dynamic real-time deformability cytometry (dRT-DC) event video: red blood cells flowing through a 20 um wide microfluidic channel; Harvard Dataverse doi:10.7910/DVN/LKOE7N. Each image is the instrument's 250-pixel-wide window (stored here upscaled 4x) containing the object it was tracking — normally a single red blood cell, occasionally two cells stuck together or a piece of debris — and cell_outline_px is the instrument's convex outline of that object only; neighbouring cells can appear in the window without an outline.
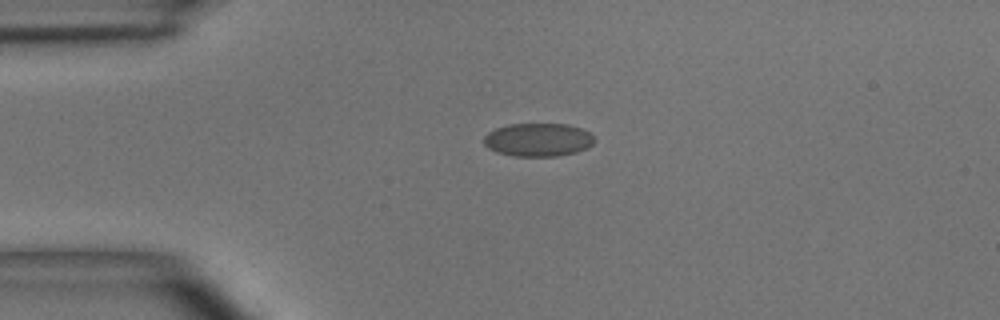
{"species": "common noctule bat (a hibernating species)", "species_latin": "Nyctalus noctula", "temperature_condition": "room temperature", "stored_images_in_passage": 8, "camera_frame_rate_fps": 3000, "um_per_image_px": 0.085, "animal": {"sex": "male", "body_mass_g": 15.6}, "frame": {"image": 1, "passage_image": 3, "time_ms": 2.333, "image_size_px": [1000, 320], "cell_outline_px": [[596, 140], [592, 144], [576, 152], [556, 156], [516, 156], [496, 152], [488, 148], [484, 144], [484, 136], [488, 132], [496, 128], [508, 124], [568, 124], [580, 128], [588, 132]], "centroid_in_image_um": [45.71, 11.87], "position_along_channel_um": 39.3, "area_um2": 21.33}}
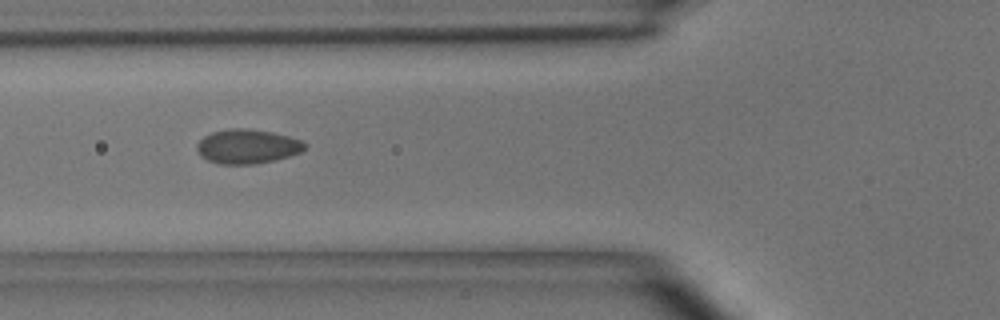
{"frame": {"image": 2, "passage_image": 5, "time_ms": 4.667, "image_size_px": [1000, 320], "cell_outline_px": [[308, 144], [300, 152], [276, 160], [252, 164], [220, 164], [208, 160], [200, 156], [196, 148], [196, 144], [204, 136], [212, 132], [228, 128], [248, 128], [272, 132], [288, 136], [300, 140]], "centroid_in_image_um": [21.0, 12.44], "position_along_channel_um": 104.8, "area_um2": 21.62}}